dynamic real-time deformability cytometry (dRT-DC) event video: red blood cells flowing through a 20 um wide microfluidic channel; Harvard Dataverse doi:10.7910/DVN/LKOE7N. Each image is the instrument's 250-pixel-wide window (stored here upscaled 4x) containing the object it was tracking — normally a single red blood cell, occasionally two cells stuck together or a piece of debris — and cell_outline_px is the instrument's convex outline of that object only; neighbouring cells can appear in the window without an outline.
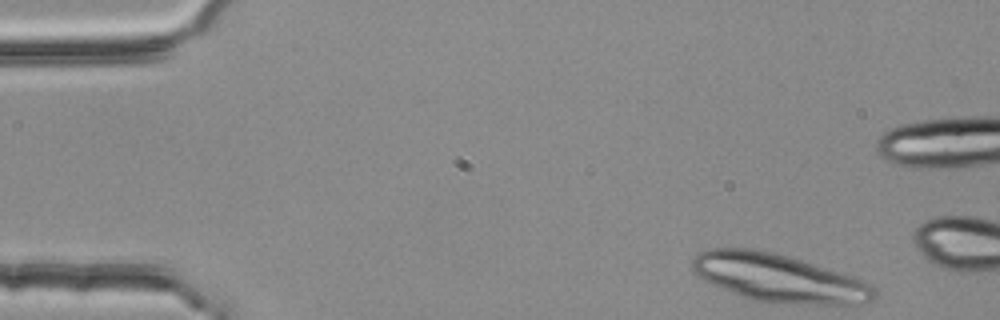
{"species": "common noctule bat (a hibernating species)", "species_latin": "Nyctalus noctula", "temperature_condition": "room temperature", "stored_images_in_passage": 9, "camera_frame_rate_fps": 3000, "um_per_image_px": 0.085, "animal": {"sex": "female", "body_mass_g": 25.1}, "frame": {"image": 1, "passage_image": 1, "time_ms": 0.0, "image_size_px": [1000, 320], "cell_outline_px": [[876, 296], [872, 300], [860, 304], [792, 304], [752, 300], [740, 296], [712, 284], [704, 280], [692, 272], [692, 260], [704, 248], [752, 248], [772, 252], [800, 260], [872, 284], [876, 288]], "centroid_in_image_um": [66.13, 23.64], "position_along_channel_um": 18.9, "area_um2": 50.46}}